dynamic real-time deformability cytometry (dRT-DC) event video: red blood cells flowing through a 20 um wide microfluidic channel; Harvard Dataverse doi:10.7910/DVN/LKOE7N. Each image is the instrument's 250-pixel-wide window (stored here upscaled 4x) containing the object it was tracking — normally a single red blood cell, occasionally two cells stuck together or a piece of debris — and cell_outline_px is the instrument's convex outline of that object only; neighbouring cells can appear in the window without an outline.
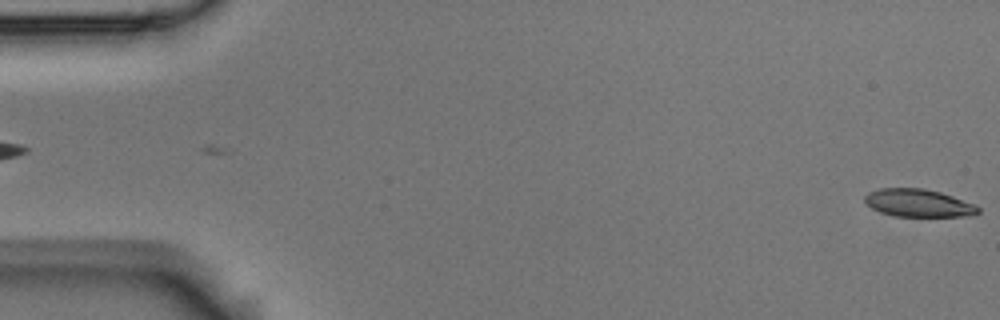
{"species": "Egyptian fruit bat (a non-hibernating species)", "species_latin": "Rousettus aegyptiacus", "temperature_condition": "room temperature", "stored_images_in_passage": 4, "camera_frame_rate_fps": 3000, "um_per_image_px": 0.085, "animal": {"sex": "male"}, "frame": {"image": 1, "passage_image": 4, "time_ms": 1.0, "image_size_px": [1000, 320], "cell_outline_px": [[980, 212], [960, 216], [892, 216], [880, 212], [872, 208], [864, 200], [864, 196], [868, 192], [880, 188], [924, 188], [940, 192], [976, 204], [980, 208]], "centroid_in_image_um": [78.04, 17.25], "position_along_channel_um": 7.0, "area_um2": 18.26}}